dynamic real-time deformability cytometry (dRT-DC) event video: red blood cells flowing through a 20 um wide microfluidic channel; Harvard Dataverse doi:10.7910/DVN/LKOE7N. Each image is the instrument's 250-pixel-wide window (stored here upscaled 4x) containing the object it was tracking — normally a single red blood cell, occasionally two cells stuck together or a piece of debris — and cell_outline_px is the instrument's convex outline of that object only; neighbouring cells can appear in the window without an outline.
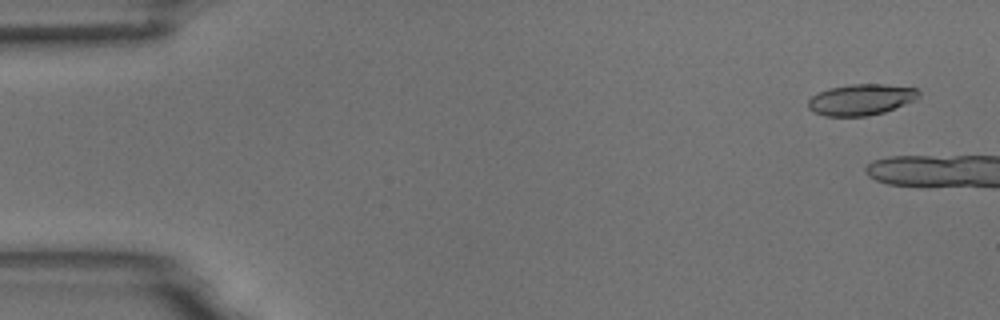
{"species": "common noctule bat (a hibernating species)", "species_latin": "Nyctalus noctula", "temperature_condition": "room temperature", "stored_images_in_passage": 5, "camera_frame_rate_fps": 3000, "um_per_image_px": 0.085, "animal": {"sex": "male", "body_mass_g": 18.8}, "frame": {"image": 1, "passage_image": 1, "time_ms": 0.0, "image_size_px": [1000, 320], "cell_outline_px": [[920, 96], [916, 100], [884, 112], [868, 116], [824, 116], [812, 112], [808, 108], [808, 100], [812, 96], [828, 88], [852, 84], [884, 84], [916, 88], [920, 92]], "centroid_in_image_um": [73.19, 8.47], "position_along_channel_um": 11.8, "area_um2": 20.17}}